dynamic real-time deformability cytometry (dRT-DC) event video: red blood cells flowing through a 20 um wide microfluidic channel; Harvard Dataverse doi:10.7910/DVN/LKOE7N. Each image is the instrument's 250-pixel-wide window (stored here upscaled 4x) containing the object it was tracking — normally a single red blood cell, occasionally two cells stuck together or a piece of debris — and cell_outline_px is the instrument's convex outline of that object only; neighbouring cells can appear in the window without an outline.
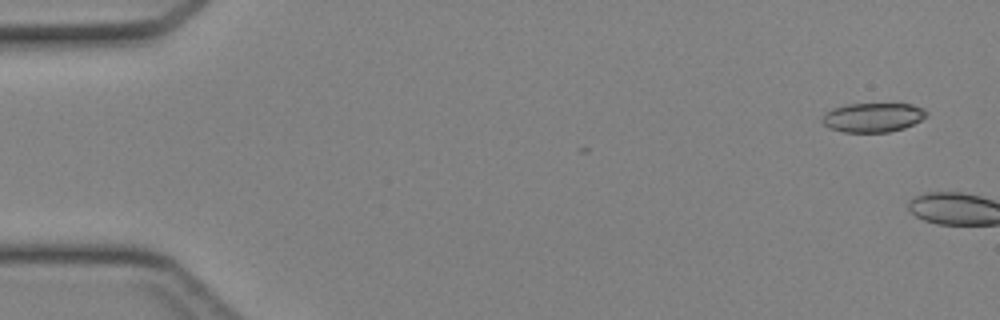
{"species": "Egyptian fruit bat (a non-hibernating species)", "species_latin": "Rousettus aegyptiacus", "temperature_condition": "cold", "stored_images_in_passage": 3, "camera_frame_rate_fps": 3000, "um_per_image_px": 0.085, "animal": {"sex": "female"}, "frame": {"image": 1, "passage_image": 1, "time_ms": 0.0, "image_size_px": [1000, 320], "cell_outline_px": [[928, 116], [904, 128], [888, 132], [844, 132], [828, 128], [820, 120], [824, 112], [832, 108], [848, 104], [912, 104], [924, 108], [928, 112]], "centroid_in_image_um": [74.18, 9.98], "position_along_channel_um": 10.8, "area_um2": 17.92}}